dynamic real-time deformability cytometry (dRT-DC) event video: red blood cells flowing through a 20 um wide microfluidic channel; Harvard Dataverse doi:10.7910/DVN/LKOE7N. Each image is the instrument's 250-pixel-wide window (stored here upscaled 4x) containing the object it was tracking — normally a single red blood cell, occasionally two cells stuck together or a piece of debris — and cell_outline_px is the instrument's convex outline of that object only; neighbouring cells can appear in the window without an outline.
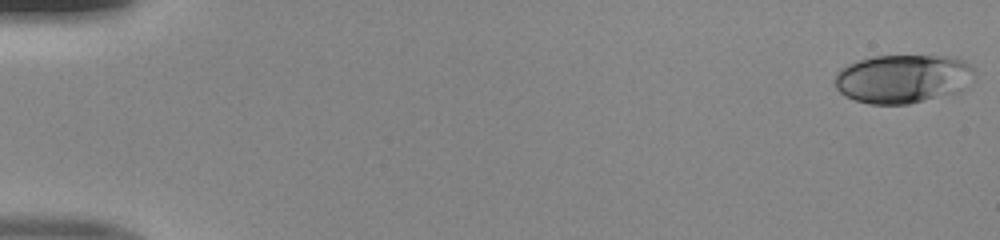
{"species": "human", "species_latin": "Homo sapiens", "temperature_condition": "room temperature", "stored_images_in_passage": 50, "camera_frame_rate_fps": 3000, "um_per_image_px": 0.085, "donor": {"sex": "male"}, "frame": {"image": 1, "passage_image": 1, "time_ms": 0.0, "image_size_px": [1000, 240], "cell_outline_px": [[976, 76], [968, 88], [956, 92], [908, 104], [868, 104], [844, 96], [836, 88], [836, 76], [840, 68], [848, 64], [860, 60], [876, 56], [944, 56], [964, 60], [976, 68]], "centroid_in_image_um": [76.81, 6.69], "position_along_channel_um": 8.2, "area_um2": 39.82}}
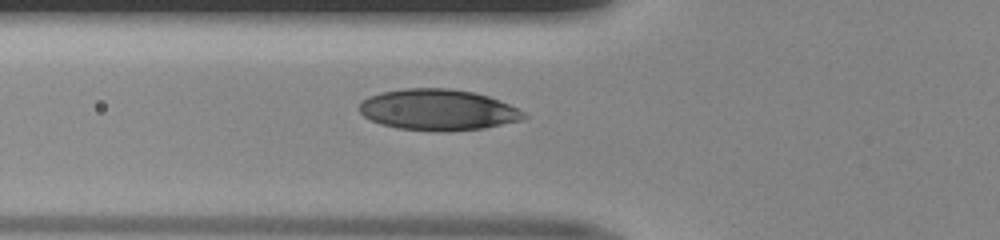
{"frame": {"image": 2, "passage_image": 19, "time_ms": 6.0, "image_size_px": [1000, 240], "cell_outline_px": [[528, 116], [520, 120], [484, 128], [448, 132], [444, 132], [396, 128], [380, 124], [364, 116], [356, 108], [360, 100], [368, 96], [380, 92], [404, 88], [448, 88], [472, 92], [488, 96], [508, 104], [524, 112]], "centroid_in_image_um": [37.16, 9.33], "position_along_channel_um": 88.6, "area_um2": 39.59}}
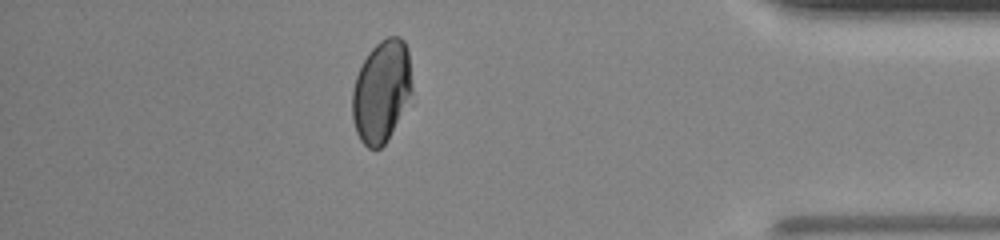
{"frame": {"image": 3, "passage_image": 44, "time_ms": 14.333, "image_size_px": [1000, 240], "cell_outline_px": [[416, 100], [384, 144], [380, 148], [368, 148], [360, 140], [356, 132], [352, 116], [352, 88], [356, 76], [368, 52], [380, 40], [388, 36], [400, 36], [404, 40], [408, 48]], "centroid_in_image_um": [32.52, 7.78], "position_along_channel_um": 402.7, "area_um2": 37.22}}